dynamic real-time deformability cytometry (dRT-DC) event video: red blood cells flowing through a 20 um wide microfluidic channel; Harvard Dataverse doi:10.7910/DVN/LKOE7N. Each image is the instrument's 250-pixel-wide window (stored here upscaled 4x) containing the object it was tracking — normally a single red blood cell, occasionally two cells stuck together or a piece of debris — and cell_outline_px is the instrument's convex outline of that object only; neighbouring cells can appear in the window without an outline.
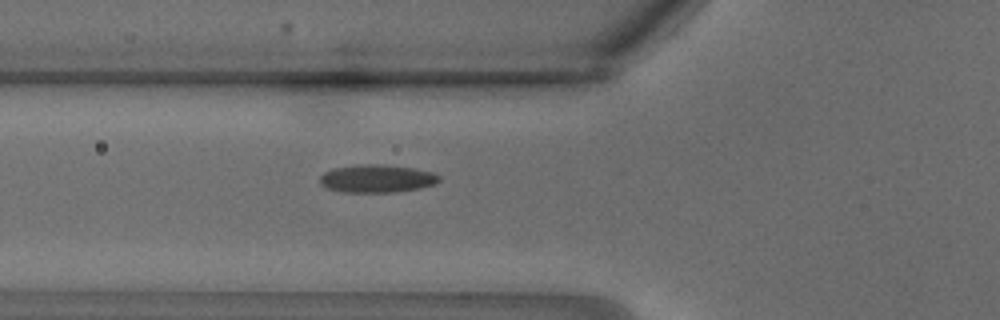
{"species": "common noctule bat (a hibernating species)", "species_latin": "Nyctalus noctula", "temperature_condition": "warm", "stored_images_in_passage": 20, "camera_frame_rate_fps": 3000, "um_per_image_px": 0.085, "animal": {"sex": "male", "body_mass_g": 18.8}, "frame": {"image": 1, "passage_image": 2, "time_ms": 0.333, "image_size_px": [1000, 320], "cell_outline_px": [[440, 180], [432, 184], [420, 188], [392, 192], [344, 192], [328, 188], [320, 184], [320, 176], [324, 172], [332, 168], [364, 164], [380, 164], [412, 168], [432, 172], [440, 176]], "centroid_in_image_um": [32.01, 15.17], "position_along_channel_um": 93.8, "area_um2": 19.19}}
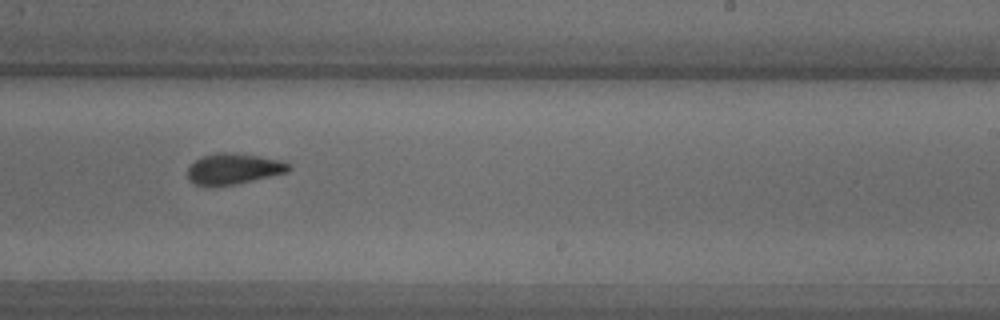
{"frame": {"image": 2, "passage_image": 10, "time_ms": 3.0, "image_size_px": [1000, 320], "cell_outline_px": [[292, 168], [288, 172], [236, 184], [212, 188], [196, 184], [188, 180], [188, 168], [196, 160], [204, 156], [220, 152], [232, 152], [280, 160], [288, 164]], "centroid_in_image_um": [19.83, 14.38], "position_along_channel_um": 269.2, "area_um2": 18.21}}
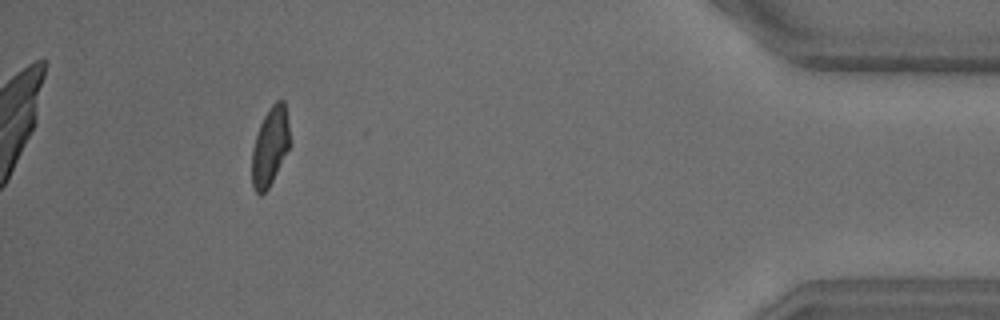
{"frame": {"image": 3, "passage_image": 19, "time_ms": 6.0, "image_size_px": [1000, 320], "cell_outline_px": [[288, 148], [268, 188], [260, 196], [256, 192], [252, 184], [252, 148], [260, 124], [268, 108], [276, 100], [284, 100], [288, 124]], "centroid_in_image_um": [22.92, 12.43], "position_along_channel_um": 412.3, "area_um2": 16.82}}